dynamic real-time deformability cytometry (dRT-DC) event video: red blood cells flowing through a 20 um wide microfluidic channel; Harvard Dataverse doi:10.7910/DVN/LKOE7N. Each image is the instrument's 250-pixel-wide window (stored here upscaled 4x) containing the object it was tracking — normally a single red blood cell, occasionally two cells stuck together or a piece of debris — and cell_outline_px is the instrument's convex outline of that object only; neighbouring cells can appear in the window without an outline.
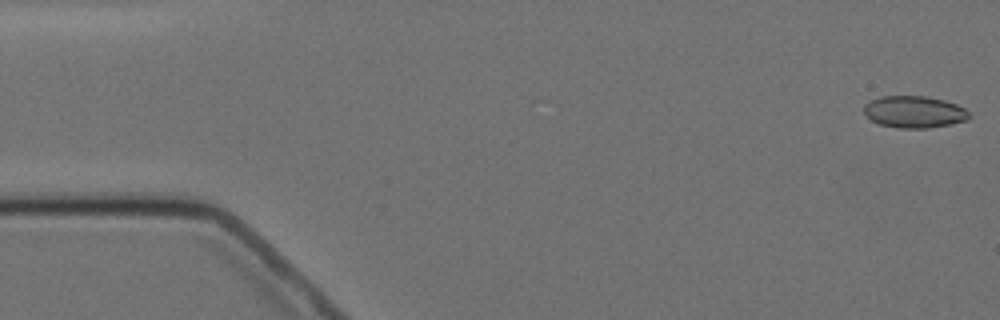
{"species": "Egyptian fruit bat (a non-hibernating species)", "species_latin": "Rousettus aegyptiacus", "temperature_condition": "cold", "stored_images_in_passage": 5, "camera_frame_rate_fps": 3000, "um_per_image_px": 0.085, "animal": {"sex": "female"}, "frame": {"image": 1, "passage_image": 1, "time_ms": 0.0, "image_size_px": [1000, 320], "cell_outline_px": [[972, 116], [968, 120], [952, 124], [928, 128], [900, 128], [880, 124], [872, 120], [864, 112], [864, 104], [880, 96], [928, 96], [944, 100], [956, 104], [964, 108]], "centroid_in_image_um": [77.75, 9.51], "position_along_channel_um": 7.3, "area_um2": 19.59}}
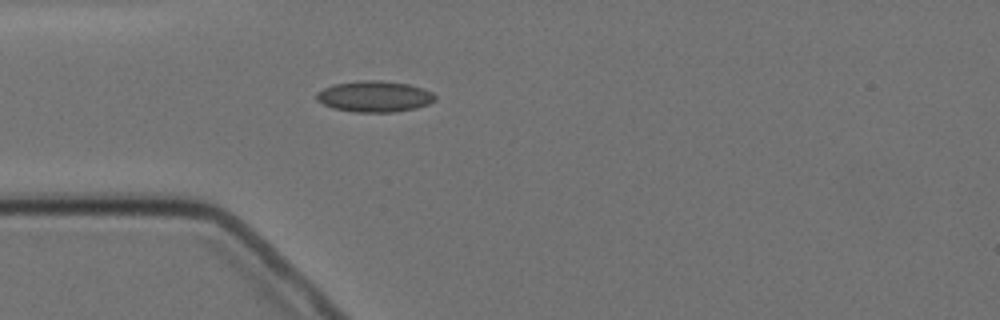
{"frame": {"image": 2, "passage_image": 5, "time_ms": 4.667, "image_size_px": [1000, 320], "cell_outline_px": [[436, 100], [428, 104], [416, 108], [396, 112], [356, 112], [332, 108], [316, 100], [316, 92], [332, 84], [360, 80], [380, 80], [408, 84], [424, 88], [432, 92], [436, 96]], "centroid_in_image_um": [31.83, 8.19], "position_along_channel_um": 53.2, "area_um2": 21.68}}